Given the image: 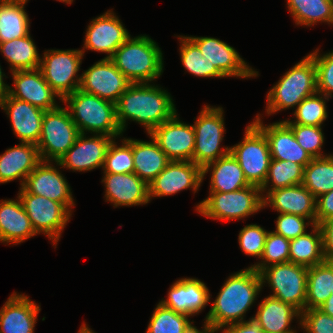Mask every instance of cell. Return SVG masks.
I'll list each match as a JSON object with an SVG mask.
<instances>
[{
  "label": "cell",
  "instance_id": "6da1fadb",
  "mask_svg": "<svg viewBox=\"0 0 333 333\" xmlns=\"http://www.w3.org/2000/svg\"><path fill=\"white\" fill-rule=\"evenodd\" d=\"M177 113L171 95L158 85L132 83L116 103V119L122 130L126 120L142 124L148 135Z\"/></svg>",
  "mask_w": 333,
  "mask_h": 333
},
{
  "label": "cell",
  "instance_id": "7a4b0ae2",
  "mask_svg": "<svg viewBox=\"0 0 333 333\" xmlns=\"http://www.w3.org/2000/svg\"><path fill=\"white\" fill-rule=\"evenodd\" d=\"M262 287L260 274L252 267L230 275L207 313V320L217 331L246 321V311L253 305Z\"/></svg>",
  "mask_w": 333,
  "mask_h": 333
},
{
  "label": "cell",
  "instance_id": "3957f363",
  "mask_svg": "<svg viewBox=\"0 0 333 333\" xmlns=\"http://www.w3.org/2000/svg\"><path fill=\"white\" fill-rule=\"evenodd\" d=\"M132 83H151L163 72V54L147 35L129 37L110 58Z\"/></svg>",
  "mask_w": 333,
  "mask_h": 333
},
{
  "label": "cell",
  "instance_id": "277c9868",
  "mask_svg": "<svg viewBox=\"0 0 333 333\" xmlns=\"http://www.w3.org/2000/svg\"><path fill=\"white\" fill-rule=\"evenodd\" d=\"M62 102L67 109L80 133L85 131L116 137L123 132L116 119V104L101 99L80 89L67 95Z\"/></svg>",
  "mask_w": 333,
  "mask_h": 333
},
{
  "label": "cell",
  "instance_id": "5b68a950",
  "mask_svg": "<svg viewBox=\"0 0 333 333\" xmlns=\"http://www.w3.org/2000/svg\"><path fill=\"white\" fill-rule=\"evenodd\" d=\"M317 93V68L307 55L287 71L267 93L266 114L297 107L305 98Z\"/></svg>",
  "mask_w": 333,
  "mask_h": 333
},
{
  "label": "cell",
  "instance_id": "8992f818",
  "mask_svg": "<svg viewBox=\"0 0 333 333\" xmlns=\"http://www.w3.org/2000/svg\"><path fill=\"white\" fill-rule=\"evenodd\" d=\"M263 197L258 186L250 185L233 192H210L196 205V210L214 220H238L263 209Z\"/></svg>",
  "mask_w": 333,
  "mask_h": 333
},
{
  "label": "cell",
  "instance_id": "52a82bcc",
  "mask_svg": "<svg viewBox=\"0 0 333 333\" xmlns=\"http://www.w3.org/2000/svg\"><path fill=\"white\" fill-rule=\"evenodd\" d=\"M80 135L69 110L58 106L44 112L37 143L42 161L58 162Z\"/></svg>",
  "mask_w": 333,
  "mask_h": 333
},
{
  "label": "cell",
  "instance_id": "ba28073f",
  "mask_svg": "<svg viewBox=\"0 0 333 333\" xmlns=\"http://www.w3.org/2000/svg\"><path fill=\"white\" fill-rule=\"evenodd\" d=\"M223 112L222 107L206 105L194 122L193 162L202 169L230 153L229 146L220 148L225 132Z\"/></svg>",
  "mask_w": 333,
  "mask_h": 333
},
{
  "label": "cell",
  "instance_id": "9c48e42d",
  "mask_svg": "<svg viewBox=\"0 0 333 333\" xmlns=\"http://www.w3.org/2000/svg\"><path fill=\"white\" fill-rule=\"evenodd\" d=\"M262 284L268 283L270 295L291 304L300 313L305 310L308 268L292 262L273 264L260 272Z\"/></svg>",
  "mask_w": 333,
  "mask_h": 333
},
{
  "label": "cell",
  "instance_id": "30bf717a",
  "mask_svg": "<svg viewBox=\"0 0 333 333\" xmlns=\"http://www.w3.org/2000/svg\"><path fill=\"white\" fill-rule=\"evenodd\" d=\"M250 185L261 187L268 174L272 157L264 133L252 122L246 126L243 141L230 147Z\"/></svg>",
  "mask_w": 333,
  "mask_h": 333
},
{
  "label": "cell",
  "instance_id": "8fae6325",
  "mask_svg": "<svg viewBox=\"0 0 333 333\" xmlns=\"http://www.w3.org/2000/svg\"><path fill=\"white\" fill-rule=\"evenodd\" d=\"M81 50H47L40 60L43 77L63 100L79 89L81 76L77 72L83 58Z\"/></svg>",
  "mask_w": 333,
  "mask_h": 333
},
{
  "label": "cell",
  "instance_id": "7c38bea8",
  "mask_svg": "<svg viewBox=\"0 0 333 333\" xmlns=\"http://www.w3.org/2000/svg\"><path fill=\"white\" fill-rule=\"evenodd\" d=\"M18 197L35 232L47 235L55 247L72 216L71 213L61 203L28 193L23 187H20Z\"/></svg>",
  "mask_w": 333,
  "mask_h": 333
},
{
  "label": "cell",
  "instance_id": "4fadbf2b",
  "mask_svg": "<svg viewBox=\"0 0 333 333\" xmlns=\"http://www.w3.org/2000/svg\"><path fill=\"white\" fill-rule=\"evenodd\" d=\"M131 84L111 59L103 58L82 73L79 89L116 104Z\"/></svg>",
  "mask_w": 333,
  "mask_h": 333
},
{
  "label": "cell",
  "instance_id": "5bb4252c",
  "mask_svg": "<svg viewBox=\"0 0 333 333\" xmlns=\"http://www.w3.org/2000/svg\"><path fill=\"white\" fill-rule=\"evenodd\" d=\"M149 136L158 143L170 161H193L194 127L181 122L177 113L156 127Z\"/></svg>",
  "mask_w": 333,
  "mask_h": 333
},
{
  "label": "cell",
  "instance_id": "9a60e30c",
  "mask_svg": "<svg viewBox=\"0 0 333 333\" xmlns=\"http://www.w3.org/2000/svg\"><path fill=\"white\" fill-rule=\"evenodd\" d=\"M203 170L193 161H170L165 169L149 183V197H163L184 189L198 191Z\"/></svg>",
  "mask_w": 333,
  "mask_h": 333
},
{
  "label": "cell",
  "instance_id": "2e32d148",
  "mask_svg": "<svg viewBox=\"0 0 333 333\" xmlns=\"http://www.w3.org/2000/svg\"><path fill=\"white\" fill-rule=\"evenodd\" d=\"M51 161H41L27 176L23 188L31 194L61 203L71 214L75 205L71 188Z\"/></svg>",
  "mask_w": 333,
  "mask_h": 333
},
{
  "label": "cell",
  "instance_id": "e0dca14e",
  "mask_svg": "<svg viewBox=\"0 0 333 333\" xmlns=\"http://www.w3.org/2000/svg\"><path fill=\"white\" fill-rule=\"evenodd\" d=\"M85 135L80 133L74 145L55 162L57 166L79 172L103 168L108 147L115 138L101 134L86 138Z\"/></svg>",
  "mask_w": 333,
  "mask_h": 333
},
{
  "label": "cell",
  "instance_id": "ac0fdd59",
  "mask_svg": "<svg viewBox=\"0 0 333 333\" xmlns=\"http://www.w3.org/2000/svg\"><path fill=\"white\" fill-rule=\"evenodd\" d=\"M188 37L198 46L210 65L215 66L224 77L258 76V71L249 67L238 52L226 42L212 37Z\"/></svg>",
  "mask_w": 333,
  "mask_h": 333
},
{
  "label": "cell",
  "instance_id": "d6986e66",
  "mask_svg": "<svg viewBox=\"0 0 333 333\" xmlns=\"http://www.w3.org/2000/svg\"><path fill=\"white\" fill-rule=\"evenodd\" d=\"M130 36L120 19L109 10L91 21L81 51L83 54L85 49L106 53L105 58L110 59Z\"/></svg>",
  "mask_w": 333,
  "mask_h": 333
},
{
  "label": "cell",
  "instance_id": "ffe728a7",
  "mask_svg": "<svg viewBox=\"0 0 333 333\" xmlns=\"http://www.w3.org/2000/svg\"><path fill=\"white\" fill-rule=\"evenodd\" d=\"M14 88L8 87V94L44 111L58 107L55 97L62 99L45 81L41 70H17L12 72Z\"/></svg>",
  "mask_w": 333,
  "mask_h": 333
},
{
  "label": "cell",
  "instance_id": "44dd1931",
  "mask_svg": "<svg viewBox=\"0 0 333 333\" xmlns=\"http://www.w3.org/2000/svg\"><path fill=\"white\" fill-rule=\"evenodd\" d=\"M260 114L256 115L253 123L264 133L268 140L270 155L274 160L292 161L305 167L313 158L297 142L292 129L279 121L263 125Z\"/></svg>",
  "mask_w": 333,
  "mask_h": 333
},
{
  "label": "cell",
  "instance_id": "7402d4cb",
  "mask_svg": "<svg viewBox=\"0 0 333 333\" xmlns=\"http://www.w3.org/2000/svg\"><path fill=\"white\" fill-rule=\"evenodd\" d=\"M0 107L10 118L14 134L20 141L37 145L45 111L9 94L0 101Z\"/></svg>",
  "mask_w": 333,
  "mask_h": 333
},
{
  "label": "cell",
  "instance_id": "603a6c76",
  "mask_svg": "<svg viewBox=\"0 0 333 333\" xmlns=\"http://www.w3.org/2000/svg\"><path fill=\"white\" fill-rule=\"evenodd\" d=\"M106 201L114 207L144 205L150 201L149 184L135 173H104Z\"/></svg>",
  "mask_w": 333,
  "mask_h": 333
},
{
  "label": "cell",
  "instance_id": "cb8c5ba5",
  "mask_svg": "<svg viewBox=\"0 0 333 333\" xmlns=\"http://www.w3.org/2000/svg\"><path fill=\"white\" fill-rule=\"evenodd\" d=\"M266 206H271L278 213L308 218L316 224V197L302 184L263 194V207Z\"/></svg>",
  "mask_w": 333,
  "mask_h": 333
},
{
  "label": "cell",
  "instance_id": "d4e9b609",
  "mask_svg": "<svg viewBox=\"0 0 333 333\" xmlns=\"http://www.w3.org/2000/svg\"><path fill=\"white\" fill-rule=\"evenodd\" d=\"M210 291L196 278H181L172 284L167 299L160 303L177 313L194 316L210 302Z\"/></svg>",
  "mask_w": 333,
  "mask_h": 333
},
{
  "label": "cell",
  "instance_id": "484cf974",
  "mask_svg": "<svg viewBox=\"0 0 333 333\" xmlns=\"http://www.w3.org/2000/svg\"><path fill=\"white\" fill-rule=\"evenodd\" d=\"M40 305L27 295H12L0 310V333H34Z\"/></svg>",
  "mask_w": 333,
  "mask_h": 333
},
{
  "label": "cell",
  "instance_id": "4316f807",
  "mask_svg": "<svg viewBox=\"0 0 333 333\" xmlns=\"http://www.w3.org/2000/svg\"><path fill=\"white\" fill-rule=\"evenodd\" d=\"M41 161L36 144L21 142L7 149L0 155V183H7L18 178L21 180L22 188L27 176Z\"/></svg>",
  "mask_w": 333,
  "mask_h": 333
},
{
  "label": "cell",
  "instance_id": "83f0119b",
  "mask_svg": "<svg viewBox=\"0 0 333 333\" xmlns=\"http://www.w3.org/2000/svg\"><path fill=\"white\" fill-rule=\"evenodd\" d=\"M36 234L19 197L0 200V242L20 244Z\"/></svg>",
  "mask_w": 333,
  "mask_h": 333
},
{
  "label": "cell",
  "instance_id": "f1b7e54d",
  "mask_svg": "<svg viewBox=\"0 0 333 333\" xmlns=\"http://www.w3.org/2000/svg\"><path fill=\"white\" fill-rule=\"evenodd\" d=\"M294 317L297 319L301 317L296 308L269 295L259 303L257 313L252 320L264 333H296L290 328Z\"/></svg>",
  "mask_w": 333,
  "mask_h": 333
},
{
  "label": "cell",
  "instance_id": "f546056e",
  "mask_svg": "<svg viewBox=\"0 0 333 333\" xmlns=\"http://www.w3.org/2000/svg\"><path fill=\"white\" fill-rule=\"evenodd\" d=\"M202 170L203 179L211 171L210 192H233L250 186L240 164L231 153L207 164Z\"/></svg>",
  "mask_w": 333,
  "mask_h": 333
},
{
  "label": "cell",
  "instance_id": "4dcf8cb0",
  "mask_svg": "<svg viewBox=\"0 0 333 333\" xmlns=\"http://www.w3.org/2000/svg\"><path fill=\"white\" fill-rule=\"evenodd\" d=\"M151 141L133 139L134 173L148 184L158 176L170 160L160 149L158 143L150 136Z\"/></svg>",
  "mask_w": 333,
  "mask_h": 333
},
{
  "label": "cell",
  "instance_id": "1f68e13d",
  "mask_svg": "<svg viewBox=\"0 0 333 333\" xmlns=\"http://www.w3.org/2000/svg\"><path fill=\"white\" fill-rule=\"evenodd\" d=\"M311 233L290 240L289 262L310 268L326 261L320 226L314 224Z\"/></svg>",
  "mask_w": 333,
  "mask_h": 333
},
{
  "label": "cell",
  "instance_id": "d6a6232c",
  "mask_svg": "<svg viewBox=\"0 0 333 333\" xmlns=\"http://www.w3.org/2000/svg\"><path fill=\"white\" fill-rule=\"evenodd\" d=\"M25 4L15 0L0 1V43L29 34L30 21Z\"/></svg>",
  "mask_w": 333,
  "mask_h": 333
},
{
  "label": "cell",
  "instance_id": "836d02e7",
  "mask_svg": "<svg viewBox=\"0 0 333 333\" xmlns=\"http://www.w3.org/2000/svg\"><path fill=\"white\" fill-rule=\"evenodd\" d=\"M0 51L10 63L11 72L33 70L40 67L41 57L30 33L22 38L1 42Z\"/></svg>",
  "mask_w": 333,
  "mask_h": 333
},
{
  "label": "cell",
  "instance_id": "e575fe53",
  "mask_svg": "<svg viewBox=\"0 0 333 333\" xmlns=\"http://www.w3.org/2000/svg\"><path fill=\"white\" fill-rule=\"evenodd\" d=\"M333 290V262L325 261L308 268L305 310L318 309Z\"/></svg>",
  "mask_w": 333,
  "mask_h": 333
},
{
  "label": "cell",
  "instance_id": "d590c367",
  "mask_svg": "<svg viewBox=\"0 0 333 333\" xmlns=\"http://www.w3.org/2000/svg\"><path fill=\"white\" fill-rule=\"evenodd\" d=\"M287 5L296 25L333 23V0H287Z\"/></svg>",
  "mask_w": 333,
  "mask_h": 333
},
{
  "label": "cell",
  "instance_id": "8d00e7d4",
  "mask_svg": "<svg viewBox=\"0 0 333 333\" xmlns=\"http://www.w3.org/2000/svg\"><path fill=\"white\" fill-rule=\"evenodd\" d=\"M302 185L316 198L333 190V155L313 158L305 167Z\"/></svg>",
  "mask_w": 333,
  "mask_h": 333
},
{
  "label": "cell",
  "instance_id": "74e56055",
  "mask_svg": "<svg viewBox=\"0 0 333 333\" xmlns=\"http://www.w3.org/2000/svg\"><path fill=\"white\" fill-rule=\"evenodd\" d=\"M303 174H304V167L300 164H297L289 160L285 161V160L272 159L270 162L265 182L260 187L262 197L263 193L267 190L268 191L265 192L266 194L275 189L302 184ZM270 181H271L270 185L271 188L268 187Z\"/></svg>",
  "mask_w": 333,
  "mask_h": 333
},
{
  "label": "cell",
  "instance_id": "f35d334b",
  "mask_svg": "<svg viewBox=\"0 0 333 333\" xmlns=\"http://www.w3.org/2000/svg\"><path fill=\"white\" fill-rule=\"evenodd\" d=\"M181 41L180 57L184 68L194 76L203 78H223L215 66L203 57L198 46L188 36H178Z\"/></svg>",
  "mask_w": 333,
  "mask_h": 333
},
{
  "label": "cell",
  "instance_id": "ab89813d",
  "mask_svg": "<svg viewBox=\"0 0 333 333\" xmlns=\"http://www.w3.org/2000/svg\"><path fill=\"white\" fill-rule=\"evenodd\" d=\"M329 97L324 94L315 93L302 100L295 109V120H285L286 124H300L306 126L322 127L323 122L327 119L326 101Z\"/></svg>",
  "mask_w": 333,
  "mask_h": 333
},
{
  "label": "cell",
  "instance_id": "60d3db41",
  "mask_svg": "<svg viewBox=\"0 0 333 333\" xmlns=\"http://www.w3.org/2000/svg\"><path fill=\"white\" fill-rule=\"evenodd\" d=\"M103 173L121 174L134 173L133 139H122V146H118L115 139L108 147Z\"/></svg>",
  "mask_w": 333,
  "mask_h": 333
},
{
  "label": "cell",
  "instance_id": "b9f144b4",
  "mask_svg": "<svg viewBox=\"0 0 333 333\" xmlns=\"http://www.w3.org/2000/svg\"><path fill=\"white\" fill-rule=\"evenodd\" d=\"M188 317L190 316L177 313L159 302L150 318L146 333H183L190 321Z\"/></svg>",
  "mask_w": 333,
  "mask_h": 333
},
{
  "label": "cell",
  "instance_id": "7bdbcfd3",
  "mask_svg": "<svg viewBox=\"0 0 333 333\" xmlns=\"http://www.w3.org/2000/svg\"><path fill=\"white\" fill-rule=\"evenodd\" d=\"M290 240L269 231L265 240L261 262L250 267L260 272L262 269L273 265L289 262Z\"/></svg>",
  "mask_w": 333,
  "mask_h": 333
},
{
  "label": "cell",
  "instance_id": "ee69618b",
  "mask_svg": "<svg viewBox=\"0 0 333 333\" xmlns=\"http://www.w3.org/2000/svg\"><path fill=\"white\" fill-rule=\"evenodd\" d=\"M287 125L292 129L300 146L308 152L312 158L328 156L321 153V148L324 143V134L321 127L300 124Z\"/></svg>",
  "mask_w": 333,
  "mask_h": 333
},
{
  "label": "cell",
  "instance_id": "f6af8a7d",
  "mask_svg": "<svg viewBox=\"0 0 333 333\" xmlns=\"http://www.w3.org/2000/svg\"><path fill=\"white\" fill-rule=\"evenodd\" d=\"M268 231L257 224L246 225L239 232L238 241L241 250L249 256L261 259Z\"/></svg>",
  "mask_w": 333,
  "mask_h": 333
},
{
  "label": "cell",
  "instance_id": "bcb514c9",
  "mask_svg": "<svg viewBox=\"0 0 333 333\" xmlns=\"http://www.w3.org/2000/svg\"><path fill=\"white\" fill-rule=\"evenodd\" d=\"M318 53L319 49H316L309 54L317 68V92L333 97V51L323 55Z\"/></svg>",
  "mask_w": 333,
  "mask_h": 333
},
{
  "label": "cell",
  "instance_id": "7dc6e473",
  "mask_svg": "<svg viewBox=\"0 0 333 333\" xmlns=\"http://www.w3.org/2000/svg\"><path fill=\"white\" fill-rule=\"evenodd\" d=\"M305 220H308V222H305ZM308 225H314L308 218L294 214L280 213L276 220V231L273 232L292 240L305 234L306 226Z\"/></svg>",
  "mask_w": 333,
  "mask_h": 333
},
{
  "label": "cell",
  "instance_id": "c3c4849f",
  "mask_svg": "<svg viewBox=\"0 0 333 333\" xmlns=\"http://www.w3.org/2000/svg\"><path fill=\"white\" fill-rule=\"evenodd\" d=\"M299 321L306 333H333V317L319 309L304 310Z\"/></svg>",
  "mask_w": 333,
  "mask_h": 333
},
{
  "label": "cell",
  "instance_id": "681fc988",
  "mask_svg": "<svg viewBox=\"0 0 333 333\" xmlns=\"http://www.w3.org/2000/svg\"><path fill=\"white\" fill-rule=\"evenodd\" d=\"M333 217V190L316 198V224Z\"/></svg>",
  "mask_w": 333,
  "mask_h": 333
},
{
  "label": "cell",
  "instance_id": "f907efd6",
  "mask_svg": "<svg viewBox=\"0 0 333 333\" xmlns=\"http://www.w3.org/2000/svg\"><path fill=\"white\" fill-rule=\"evenodd\" d=\"M319 226L322 231L325 259L333 262V217L322 221Z\"/></svg>",
  "mask_w": 333,
  "mask_h": 333
},
{
  "label": "cell",
  "instance_id": "816d5d0a",
  "mask_svg": "<svg viewBox=\"0 0 333 333\" xmlns=\"http://www.w3.org/2000/svg\"><path fill=\"white\" fill-rule=\"evenodd\" d=\"M223 333H264L263 330L250 318V320L233 323L225 326Z\"/></svg>",
  "mask_w": 333,
  "mask_h": 333
},
{
  "label": "cell",
  "instance_id": "f5cc1de1",
  "mask_svg": "<svg viewBox=\"0 0 333 333\" xmlns=\"http://www.w3.org/2000/svg\"><path fill=\"white\" fill-rule=\"evenodd\" d=\"M193 321H189V323L186 325V327L184 328L183 333H215L217 332V330L214 328V326L207 320V318L205 319L204 322V327L203 329L200 331L197 329L196 326H193Z\"/></svg>",
  "mask_w": 333,
  "mask_h": 333
},
{
  "label": "cell",
  "instance_id": "db71d44e",
  "mask_svg": "<svg viewBox=\"0 0 333 333\" xmlns=\"http://www.w3.org/2000/svg\"><path fill=\"white\" fill-rule=\"evenodd\" d=\"M318 309L333 317V296H330Z\"/></svg>",
  "mask_w": 333,
  "mask_h": 333
},
{
  "label": "cell",
  "instance_id": "11a10c76",
  "mask_svg": "<svg viewBox=\"0 0 333 333\" xmlns=\"http://www.w3.org/2000/svg\"><path fill=\"white\" fill-rule=\"evenodd\" d=\"M5 74L2 72L0 66V101L8 94V84H5L3 81Z\"/></svg>",
  "mask_w": 333,
  "mask_h": 333
},
{
  "label": "cell",
  "instance_id": "9f6ffc18",
  "mask_svg": "<svg viewBox=\"0 0 333 333\" xmlns=\"http://www.w3.org/2000/svg\"><path fill=\"white\" fill-rule=\"evenodd\" d=\"M78 333H95L93 330H91L88 325H86L84 322L81 325V328Z\"/></svg>",
  "mask_w": 333,
  "mask_h": 333
},
{
  "label": "cell",
  "instance_id": "6f0895ef",
  "mask_svg": "<svg viewBox=\"0 0 333 333\" xmlns=\"http://www.w3.org/2000/svg\"><path fill=\"white\" fill-rule=\"evenodd\" d=\"M58 1L65 2L67 4H71L73 2V0H58Z\"/></svg>",
  "mask_w": 333,
  "mask_h": 333
},
{
  "label": "cell",
  "instance_id": "680465c9",
  "mask_svg": "<svg viewBox=\"0 0 333 333\" xmlns=\"http://www.w3.org/2000/svg\"><path fill=\"white\" fill-rule=\"evenodd\" d=\"M15 1L28 2V0H15Z\"/></svg>",
  "mask_w": 333,
  "mask_h": 333
}]
</instances>
